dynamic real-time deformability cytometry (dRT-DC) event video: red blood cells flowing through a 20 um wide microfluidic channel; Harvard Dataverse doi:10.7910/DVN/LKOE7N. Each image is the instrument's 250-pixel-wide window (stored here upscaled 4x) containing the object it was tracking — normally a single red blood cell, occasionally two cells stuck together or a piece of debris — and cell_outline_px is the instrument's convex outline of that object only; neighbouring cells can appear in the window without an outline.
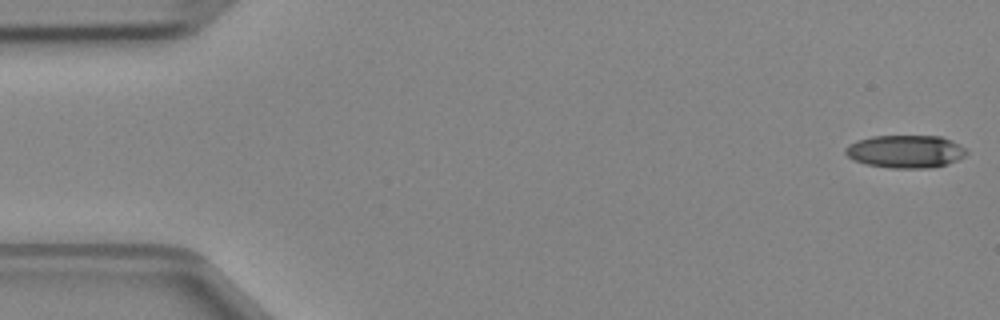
{"species": "Egyptian fruit bat (a non-hibernating species)", "species_latin": "Rousettus aegyptiacus", "temperature_condition": "cold", "stored_images_in_passage": 3, "camera_frame_rate_fps": 3000, "um_per_image_px": 0.085, "animal": {"sex": "female"}, "frame": {"image": 1, "passage_image": 1, "time_ms": 0.0, "image_size_px": [1000, 320], "cell_outline_px": [[968, 152], [964, 156], [948, 164], [932, 168], [888, 168], [864, 164], [852, 160], [844, 152], [844, 148], [848, 144], [856, 140], [872, 136], [940, 136], [952, 140], [964, 148]], "centroid_in_image_um": [76.92, 12.88], "position_along_channel_um": 8.1, "area_um2": 23.41}}